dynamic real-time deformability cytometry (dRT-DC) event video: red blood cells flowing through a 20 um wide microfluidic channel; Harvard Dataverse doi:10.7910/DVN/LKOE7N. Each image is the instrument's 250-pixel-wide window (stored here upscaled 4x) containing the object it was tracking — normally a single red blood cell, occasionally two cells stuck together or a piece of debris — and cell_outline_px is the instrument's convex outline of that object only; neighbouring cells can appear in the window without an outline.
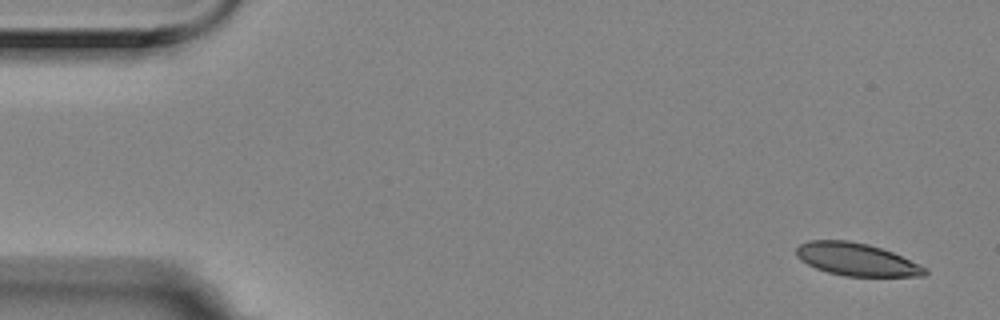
{"species": "Egyptian fruit bat (a non-hibernating species)", "species_latin": "Rousettus aegyptiacus", "temperature_condition": "room temperature", "stored_images_in_passage": 5, "camera_frame_rate_fps": 3000, "um_per_image_px": 0.085, "animal": {"sex": "female"}, "frame": {"image": 1, "passage_image": 1, "time_ms": 0.0, "image_size_px": [1000, 320], "cell_outline_px": [[928, 272], [924, 276], [844, 276], [828, 272], [816, 268], [800, 260], [796, 256], [796, 248], [800, 244], [808, 240], [848, 240], [868, 244], [892, 252], [920, 264], [928, 268]], "centroid_in_image_um": [72.8, 22.05], "position_along_channel_um": 12.2, "area_um2": 24.51}}